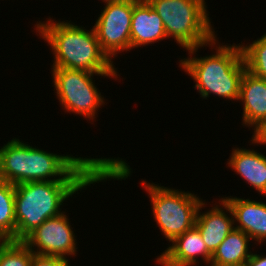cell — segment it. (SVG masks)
Instances as JSON below:
<instances>
[{"instance_id":"17","label":"cell","mask_w":266,"mask_h":266,"mask_svg":"<svg viewBox=\"0 0 266 266\" xmlns=\"http://www.w3.org/2000/svg\"><path fill=\"white\" fill-rule=\"evenodd\" d=\"M16 241L15 186L0 180V241Z\"/></svg>"},{"instance_id":"10","label":"cell","mask_w":266,"mask_h":266,"mask_svg":"<svg viewBox=\"0 0 266 266\" xmlns=\"http://www.w3.org/2000/svg\"><path fill=\"white\" fill-rule=\"evenodd\" d=\"M171 243L161 255L157 256L155 262L159 265L196 266L197 262H200L198 261L200 258L206 265H210L212 254L208 251L199 230L195 226L176 237Z\"/></svg>"},{"instance_id":"18","label":"cell","mask_w":266,"mask_h":266,"mask_svg":"<svg viewBox=\"0 0 266 266\" xmlns=\"http://www.w3.org/2000/svg\"><path fill=\"white\" fill-rule=\"evenodd\" d=\"M241 42L246 70L256 77L266 79V33L252 43Z\"/></svg>"},{"instance_id":"15","label":"cell","mask_w":266,"mask_h":266,"mask_svg":"<svg viewBox=\"0 0 266 266\" xmlns=\"http://www.w3.org/2000/svg\"><path fill=\"white\" fill-rule=\"evenodd\" d=\"M228 167L240 175L259 194L266 196V156L257 150L245 148H232L227 159Z\"/></svg>"},{"instance_id":"4","label":"cell","mask_w":266,"mask_h":266,"mask_svg":"<svg viewBox=\"0 0 266 266\" xmlns=\"http://www.w3.org/2000/svg\"><path fill=\"white\" fill-rule=\"evenodd\" d=\"M215 36L206 45L186 50L188 57L179 61V66L195 82L193 88L203 99L216 95L227 100H239L240 84L246 71L242 49L239 44H220ZM218 45V46H217ZM215 49L214 54L204 57L193 56L198 48Z\"/></svg>"},{"instance_id":"22","label":"cell","mask_w":266,"mask_h":266,"mask_svg":"<svg viewBox=\"0 0 266 266\" xmlns=\"http://www.w3.org/2000/svg\"><path fill=\"white\" fill-rule=\"evenodd\" d=\"M244 266H266V255L252 253Z\"/></svg>"},{"instance_id":"9","label":"cell","mask_w":266,"mask_h":266,"mask_svg":"<svg viewBox=\"0 0 266 266\" xmlns=\"http://www.w3.org/2000/svg\"><path fill=\"white\" fill-rule=\"evenodd\" d=\"M72 229L64 211L58 216L48 218L22 242L34 254L68 259L69 255L75 257L78 254L76 236Z\"/></svg>"},{"instance_id":"5","label":"cell","mask_w":266,"mask_h":266,"mask_svg":"<svg viewBox=\"0 0 266 266\" xmlns=\"http://www.w3.org/2000/svg\"><path fill=\"white\" fill-rule=\"evenodd\" d=\"M162 19L167 39L183 50L206 45L215 36L205 0H147Z\"/></svg>"},{"instance_id":"14","label":"cell","mask_w":266,"mask_h":266,"mask_svg":"<svg viewBox=\"0 0 266 266\" xmlns=\"http://www.w3.org/2000/svg\"><path fill=\"white\" fill-rule=\"evenodd\" d=\"M243 105L242 125L254 130L266 118V79L245 71L239 100Z\"/></svg>"},{"instance_id":"8","label":"cell","mask_w":266,"mask_h":266,"mask_svg":"<svg viewBox=\"0 0 266 266\" xmlns=\"http://www.w3.org/2000/svg\"><path fill=\"white\" fill-rule=\"evenodd\" d=\"M139 0L104 1L105 7L93 26L102 50L112 60L119 52L131 50V20Z\"/></svg>"},{"instance_id":"2","label":"cell","mask_w":266,"mask_h":266,"mask_svg":"<svg viewBox=\"0 0 266 266\" xmlns=\"http://www.w3.org/2000/svg\"><path fill=\"white\" fill-rule=\"evenodd\" d=\"M132 169L122 158H106V170L95 181H40L16 184V241H23L48 218L58 216L69 197L91 184L126 180Z\"/></svg>"},{"instance_id":"3","label":"cell","mask_w":266,"mask_h":266,"mask_svg":"<svg viewBox=\"0 0 266 266\" xmlns=\"http://www.w3.org/2000/svg\"><path fill=\"white\" fill-rule=\"evenodd\" d=\"M48 18L37 21L36 33L52 50L54 60L51 68L84 70L98 74H118L108 55L102 50L94 28L86 30L71 20L55 21ZM68 21V22H67ZM71 22V23H70Z\"/></svg>"},{"instance_id":"19","label":"cell","mask_w":266,"mask_h":266,"mask_svg":"<svg viewBox=\"0 0 266 266\" xmlns=\"http://www.w3.org/2000/svg\"><path fill=\"white\" fill-rule=\"evenodd\" d=\"M33 254L22 241H0V266H31Z\"/></svg>"},{"instance_id":"20","label":"cell","mask_w":266,"mask_h":266,"mask_svg":"<svg viewBox=\"0 0 266 266\" xmlns=\"http://www.w3.org/2000/svg\"><path fill=\"white\" fill-rule=\"evenodd\" d=\"M69 262L63 257L33 254L31 266H70Z\"/></svg>"},{"instance_id":"6","label":"cell","mask_w":266,"mask_h":266,"mask_svg":"<svg viewBox=\"0 0 266 266\" xmlns=\"http://www.w3.org/2000/svg\"><path fill=\"white\" fill-rule=\"evenodd\" d=\"M151 200V210L162 234L172 242L176 237L195 226L196 215L203 199L194 193L184 192L141 181Z\"/></svg>"},{"instance_id":"13","label":"cell","mask_w":266,"mask_h":266,"mask_svg":"<svg viewBox=\"0 0 266 266\" xmlns=\"http://www.w3.org/2000/svg\"><path fill=\"white\" fill-rule=\"evenodd\" d=\"M131 50L167 39L162 19L147 0H139L131 20Z\"/></svg>"},{"instance_id":"7","label":"cell","mask_w":266,"mask_h":266,"mask_svg":"<svg viewBox=\"0 0 266 266\" xmlns=\"http://www.w3.org/2000/svg\"><path fill=\"white\" fill-rule=\"evenodd\" d=\"M50 73H52L56 97L65 113L66 111L69 114L74 113L92 122L96 119L98 110L106 103L104 96L94 83L93 75L114 79L119 75L67 68H51Z\"/></svg>"},{"instance_id":"21","label":"cell","mask_w":266,"mask_h":266,"mask_svg":"<svg viewBox=\"0 0 266 266\" xmlns=\"http://www.w3.org/2000/svg\"><path fill=\"white\" fill-rule=\"evenodd\" d=\"M250 143L258 145H266V118L253 130Z\"/></svg>"},{"instance_id":"16","label":"cell","mask_w":266,"mask_h":266,"mask_svg":"<svg viewBox=\"0 0 266 266\" xmlns=\"http://www.w3.org/2000/svg\"><path fill=\"white\" fill-rule=\"evenodd\" d=\"M250 240L243 231L233 229L213 253L209 266L245 265L252 254Z\"/></svg>"},{"instance_id":"12","label":"cell","mask_w":266,"mask_h":266,"mask_svg":"<svg viewBox=\"0 0 266 266\" xmlns=\"http://www.w3.org/2000/svg\"><path fill=\"white\" fill-rule=\"evenodd\" d=\"M222 199L232 211L235 229L243 231L258 245L266 240V203L232 196Z\"/></svg>"},{"instance_id":"1","label":"cell","mask_w":266,"mask_h":266,"mask_svg":"<svg viewBox=\"0 0 266 266\" xmlns=\"http://www.w3.org/2000/svg\"><path fill=\"white\" fill-rule=\"evenodd\" d=\"M106 170V158L50 153L9 140L0 148V180L13 185L40 181H95Z\"/></svg>"},{"instance_id":"11","label":"cell","mask_w":266,"mask_h":266,"mask_svg":"<svg viewBox=\"0 0 266 266\" xmlns=\"http://www.w3.org/2000/svg\"><path fill=\"white\" fill-rule=\"evenodd\" d=\"M218 204H213L211 209L202 213V209L208 205L206 200H203L198 208L195 221V227L199 230L208 251L212 255L227 235L235 229L232 211L222 196L218 200Z\"/></svg>"}]
</instances>
